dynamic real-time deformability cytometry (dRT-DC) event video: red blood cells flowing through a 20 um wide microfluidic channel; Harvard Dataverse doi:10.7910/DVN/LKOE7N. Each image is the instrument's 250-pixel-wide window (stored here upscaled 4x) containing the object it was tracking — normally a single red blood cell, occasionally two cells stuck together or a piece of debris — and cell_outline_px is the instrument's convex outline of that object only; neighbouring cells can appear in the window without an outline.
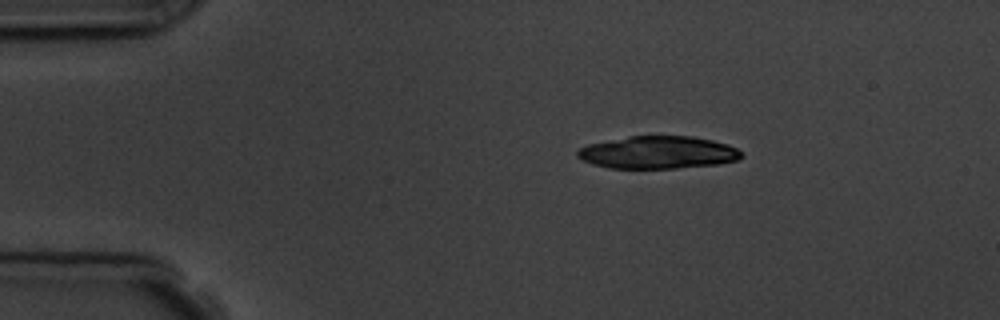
{"species": "common noctule bat (a hibernating species)", "species_latin": "Nyctalus noctula", "temperature_condition": "room temperature", "stored_images_in_passage": 4, "camera_frame_rate_fps": 3000, "um_per_image_px": 0.085, "animal": {"sex": "male", "body_mass_g": 19.5, "forearm_length_mm": 54.6}, "frame": {"image": 1, "passage_image": 1, "time_ms": 0.0, "image_size_px": [1000, 320], "cell_outline_px": [[744, 156], [736, 160], [720, 164], [676, 168], [608, 168], [592, 164], [576, 156], [576, 152], [580, 148], [588, 144], [628, 136], [692, 136], [712, 140], [728, 144], [736, 148]], "centroid_in_image_um": [55.93, 12.96], "position_along_channel_um": 29.1, "area_um2": 31.15}}